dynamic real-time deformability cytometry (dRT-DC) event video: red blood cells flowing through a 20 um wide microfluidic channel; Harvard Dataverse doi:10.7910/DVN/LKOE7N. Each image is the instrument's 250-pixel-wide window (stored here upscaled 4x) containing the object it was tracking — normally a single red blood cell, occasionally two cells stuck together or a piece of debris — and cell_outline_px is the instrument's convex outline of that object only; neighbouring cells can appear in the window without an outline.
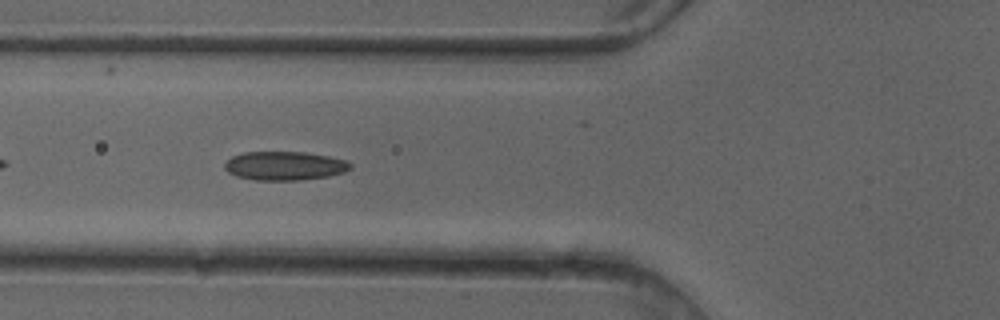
{"species": "common noctule bat (a hibernating species)", "species_latin": "Nyctalus noctula", "temperature_condition": "cold", "stored_images_in_passage": 36, "camera_frame_rate_fps": 3000, "um_per_image_px": 0.085, "animal": {"sex": "female"}, "frame": {"image": 1, "passage_image": 5, "time_ms": 1.333, "image_size_px": [1000, 320], "cell_outline_px": [[352, 168], [344, 172], [328, 176], [300, 180], [256, 180], [236, 176], [228, 172], [224, 168], [224, 164], [232, 156], [244, 152], [304, 152], [328, 156], [344, 160], [352, 164]], "centroid_in_image_um": [24.18, 14.09], "position_along_channel_um": 101.6, "area_um2": 21.04}}
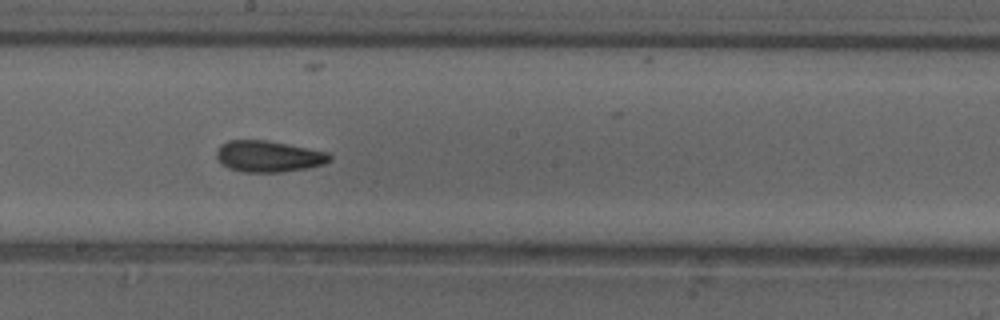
{"frame": {"image": 2, "passage_image": 14, "time_ms": 4.333, "image_size_px": [1000, 320], "cell_outline_px": [[332, 160], [324, 164], [308, 168], [280, 172], [244, 172], [228, 168], [216, 156], [216, 152], [220, 144], [228, 140], [268, 140], [328, 152], [332, 156]], "centroid_in_image_um": [22.85, 13.28], "position_along_channel_um": 225.4, "area_um2": 20.69}}
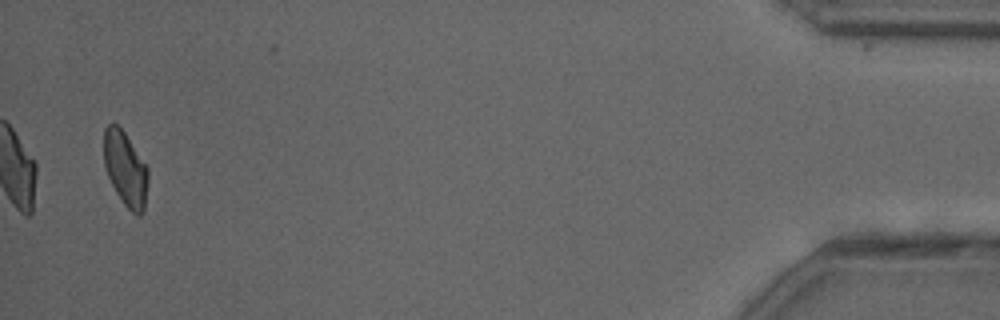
{"frame": {"image": 3, "passage_image": 35, "time_ms": 11.333, "image_size_px": [1000, 320], "cell_outline_px": [[148, 180], [144, 212], [140, 216], [132, 212], [124, 204], [116, 192], [104, 168], [104, 128], [108, 124], [116, 124], [124, 132], [148, 168]], "centroid_in_image_um": [10.66, 14.37], "position_along_channel_um": 424.5, "area_um2": 19.07}, "authors_computed_cell_mechanics": {"area_um2": 20.0855, "velocity_mm_per_s": 4.1003, "shape_relaxation_time_tau1_ms": 9.1878, "shape_relaxation_time_tau2_ms": 3.3434, "deformation_change_tau1": 0.1748, "deformation_change_tau2": 0.0896}}